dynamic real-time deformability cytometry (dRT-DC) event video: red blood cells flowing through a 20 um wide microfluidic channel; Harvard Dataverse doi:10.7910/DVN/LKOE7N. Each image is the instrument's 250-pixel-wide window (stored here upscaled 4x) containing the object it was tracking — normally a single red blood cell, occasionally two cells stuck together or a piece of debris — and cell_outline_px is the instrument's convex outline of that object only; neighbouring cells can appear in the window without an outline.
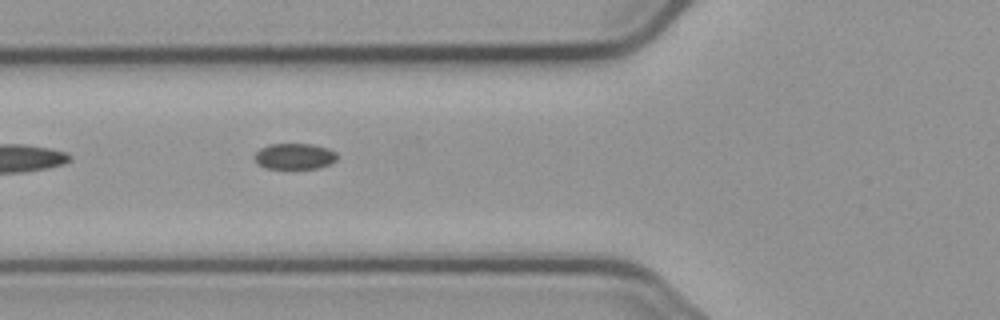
{"species": "common noctule bat (a hibernating species)", "species_latin": "Nyctalus noctula", "temperature_condition": "cold", "stored_images_in_passage": 4, "camera_frame_rate_fps": 3000, "um_per_image_px": 0.085, "animal": {"sex": "male", "body_mass_g": 23.1, "forearm_length_mm": 52.7}, "frame": {"image": 1, "passage_image": 4, "time_ms": 3.667, "image_size_px": [1000, 320], "cell_outline_px": [[336, 160], [320, 168], [264, 168], [256, 160], [256, 152], [260, 148], [272, 144], [312, 144], [328, 148], [336, 152]], "centroid_in_image_um": [25.06, 13.28], "position_along_channel_um": 100.7, "area_um2": 12.25}}